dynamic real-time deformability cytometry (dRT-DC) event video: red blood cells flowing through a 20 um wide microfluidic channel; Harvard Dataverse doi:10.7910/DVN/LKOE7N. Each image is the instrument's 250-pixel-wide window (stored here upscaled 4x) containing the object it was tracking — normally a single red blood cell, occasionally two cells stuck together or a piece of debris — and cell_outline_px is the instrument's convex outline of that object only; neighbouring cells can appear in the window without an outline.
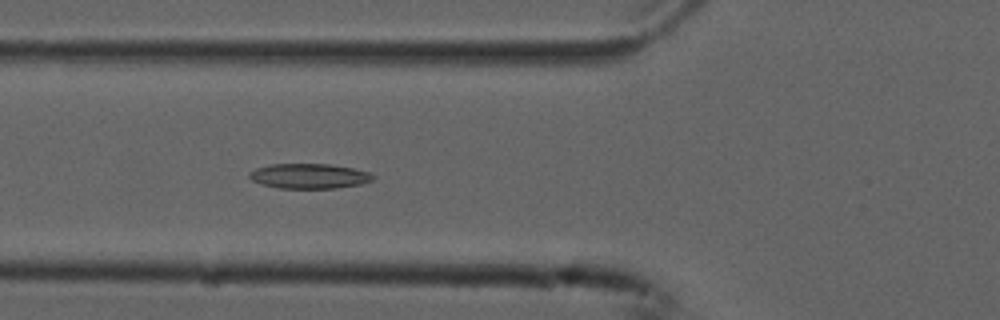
{"species": "common noctule bat (a hibernating species)", "species_latin": "Nyctalus noctula", "temperature_condition": "cold", "stored_images_in_passage": 40, "camera_frame_rate_fps": 3000, "um_per_image_px": 0.085, "animal": {"sex": "male", "forearm_length_mm": 52.5}, "frame": {"image": 1, "passage_image": 7, "time_ms": 2.0, "image_size_px": [1000, 320], "cell_outline_px": [[376, 176], [372, 180], [360, 184], [336, 188], [276, 188], [260, 184], [252, 180], [248, 176], [248, 172], [256, 168], [272, 164], [328, 164], [352, 168], [368, 172]], "centroid_in_image_um": [26.24, 14.97], "position_along_channel_um": 99.6, "area_um2": 17.98}}
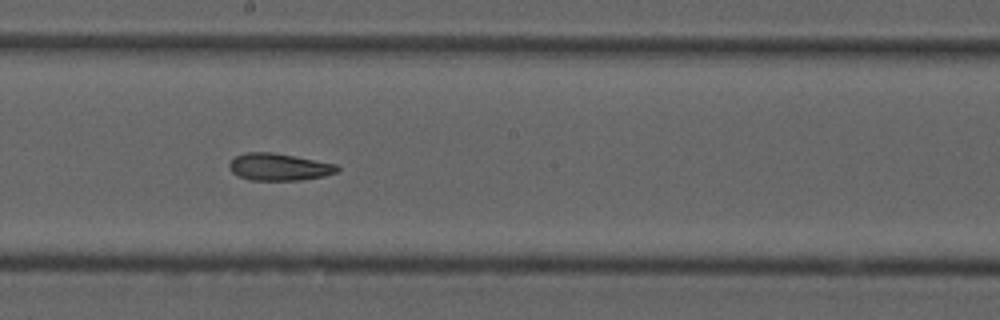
{"frame": {"image": 2, "passage_image": 17, "time_ms": 5.333, "image_size_px": [1000, 320], "cell_outline_px": [[340, 168], [336, 172], [324, 176], [300, 180], [248, 180], [232, 172], [228, 168], [228, 164], [236, 156], [248, 152], [272, 152], [336, 164]], "centroid_in_image_um": [23.69, 14.19], "position_along_channel_um": 224.5, "area_um2": 16.94}}
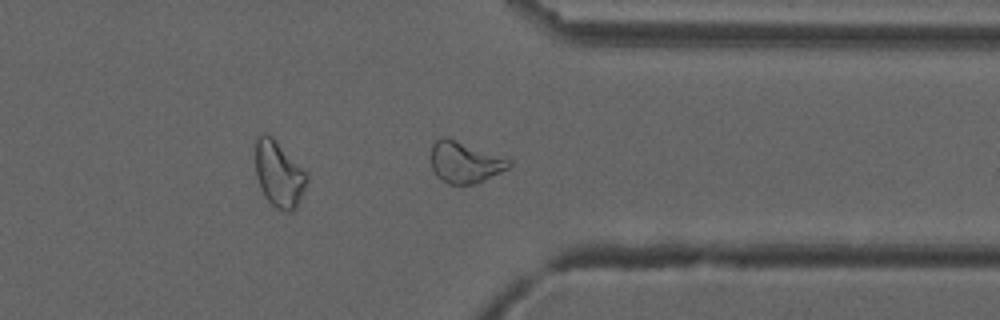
{"frame": {"image": 3, "passage_image": 29, "time_ms": 9.333, "image_size_px": [1000, 320], "cell_outline_px": [[512, 164], [508, 168], [476, 184], [448, 184], [436, 176], [432, 168], [428, 156], [432, 144], [436, 140], [444, 136], [512, 160]], "centroid_in_image_um": [39.45, 13.8], "position_along_channel_um": 371.9, "area_um2": 18.84}, "authors_computed_cell_mechanics": {"area_um2": 18.0625, "velocity_mm_per_s": 3.7489, "shape_relaxation_time_tau1_ms": null, "shape_relaxation_time_tau2_ms": 6.5277, "deformation_change_tau1": null, "deformation_change_tau2": 0.1595}}